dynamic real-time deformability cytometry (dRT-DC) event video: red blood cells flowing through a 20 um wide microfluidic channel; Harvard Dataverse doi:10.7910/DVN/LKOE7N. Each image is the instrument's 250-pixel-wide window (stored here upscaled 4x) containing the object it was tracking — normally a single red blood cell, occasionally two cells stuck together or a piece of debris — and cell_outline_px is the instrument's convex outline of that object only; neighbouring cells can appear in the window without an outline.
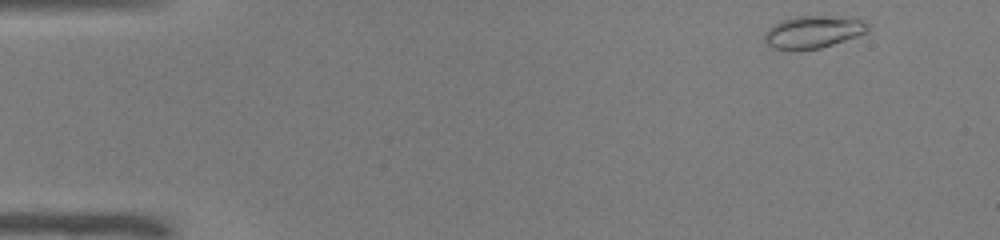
{"species": "common noctule bat (a hibernating species)", "species_latin": "Nyctalus noctula", "temperature_condition": "warm", "stored_images_in_passage": 48, "camera_frame_rate_fps": 3000, "um_per_image_px": 0.085, "animal": {"sex": "male", "body_mass_g": 19.0, "forearm_length_mm": 50.8}, "frame": {"image": 1, "passage_image": 1, "time_ms": 0.0, "image_size_px": [1000, 240], "cell_outline_px": [[868, 32], [820, 48], [788, 52], [772, 48], [764, 40], [764, 36], [768, 28], [780, 20], [796, 16], [828, 16], [860, 20], [868, 24]], "centroid_in_image_um": [69.03, 2.74], "position_along_channel_um": 16.0, "area_um2": 19.54}}
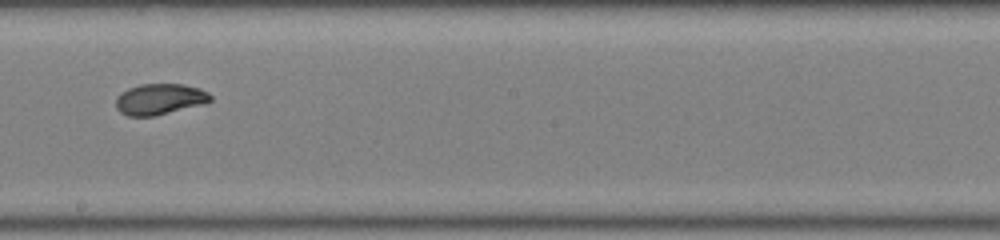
{"frame": {"image": 2, "passage_image": 26, "time_ms": 8.333, "image_size_px": [1000, 240], "cell_outline_px": [[212, 100], [208, 104], [152, 116], [128, 116], [120, 112], [116, 108], [116, 96], [120, 92], [128, 88], [140, 84], [184, 84], [200, 88], [208, 92], [212, 96]], "centroid_in_image_um": [13.6, 8.42], "position_along_channel_um": 234.6, "area_um2": 17.4}}
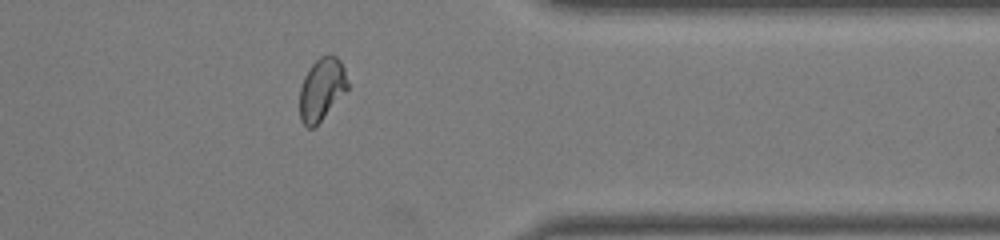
{"frame": {"image": 3, "passage_image": 38, "time_ms": 12.333, "image_size_px": [1000, 240], "cell_outline_px": [[348, 88], [320, 120], [312, 128], [308, 128], [300, 120], [300, 88], [304, 76], [312, 64], [320, 56], [336, 56], [340, 60], [344, 68], [348, 80]], "centroid_in_image_um": [27.33, 7.56], "position_along_channel_um": 384.1, "area_um2": 17.05}, "authors_computed_cell_mechanics": {"area_um2": 17.8024, "velocity_mm_per_s": 3.981, "shape_relaxation_time_tau1_ms": 5.0318, "shape_relaxation_time_tau2_ms": 1.2177, "deformation_change_tau1": 0.2005, "deformation_change_tau2": 0.0466}}